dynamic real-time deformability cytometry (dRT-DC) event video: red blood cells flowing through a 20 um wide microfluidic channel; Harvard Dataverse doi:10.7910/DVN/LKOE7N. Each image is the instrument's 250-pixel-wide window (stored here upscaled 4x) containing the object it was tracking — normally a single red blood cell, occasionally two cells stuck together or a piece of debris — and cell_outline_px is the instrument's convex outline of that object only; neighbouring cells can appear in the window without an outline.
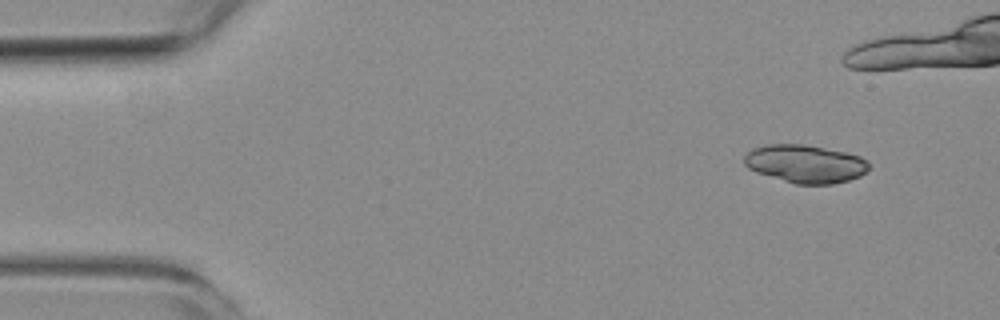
{"species": "common noctule bat (a hibernating species)", "species_latin": "Nyctalus noctula", "temperature_condition": "room temperature", "stored_images_in_passage": 5, "camera_frame_rate_fps": 3000, "um_per_image_px": 0.085, "animal": {"sex": "female", "body_mass_g": 19.3, "forearm_length_mm": 54.1}, "frame": {"image": 1, "passage_image": 1, "time_ms": 0.0, "image_size_px": [1000, 320], "cell_outline_px": [[868, 168], [860, 176], [848, 180], [832, 184], [796, 184], [756, 172], [748, 168], [744, 164], [744, 156], [752, 148], [764, 144], [804, 144], [848, 152], [860, 156], [868, 160]], "centroid_in_image_um": [68.44, 13.91], "position_along_channel_um": 16.6, "area_um2": 27.74}}